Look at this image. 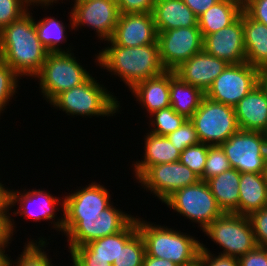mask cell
Masks as SVG:
<instances>
[{
    "label": "cell",
    "mask_w": 267,
    "mask_h": 266,
    "mask_svg": "<svg viewBox=\"0 0 267 266\" xmlns=\"http://www.w3.org/2000/svg\"><path fill=\"white\" fill-rule=\"evenodd\" d=\"M109 45L95 55L96 65L120 77L121 81L131 90L136 84L162 74L165 69L159 57L157 43L137 47H122L110 39Z\"/></svg>",
    "instance_id": "cell-2"
},
{
    "label": "cell",
    "mask_w": 267,
    "mask_h": 266,
    "mask_svg": "<svg viewBox=\"0 0 267 266\" xmlns=\"http://www.w3.org/2000/svg\"><path fill=\"white\" fill-rule=\"evenodd\" d=\"M158 32L152 13L120 14L110 40L122 47L157 43Z\"/></svg>",
    "instance_id": "cell-18"
},
{
    "label": "cell",
    "mask_w": 267,
    "mask_h": 266,
    "mask_svg": "<svg viewBox=\"0 0 267 266\" xmlns=\"http://www.w3.org/2000/svg\"><path fill=\"white\" fill-rule=\"evenodd\" d=\"M267 206L265 173H240L238 215L249 216Z\"/></svg>",
    "instance_id": "cell-25"
},
{
    "label": "cell",
    "mask_w": 267,
    "mask_h": 266,
    "mask_svg": "<svg viewBox=\"0 0 267 266\" xmlns=\"http://www.w3.org/2000/svg\"><path fill=\"white\" fill-rule=\"evenodd\" d=\"M170 106L186 119H190L199 108L205 92L183 82L174 71H170Z\"/></svg>",
    "instance_id": "cell-29"
},
{
    "label": "cell",
    "mask_w": 267,
    "mask_h": 266,
    "mask_svg": "<svg viewBox=\"0 0 267 266\" xmlns=\"http://www.w3.org/2000/svg\"><path fill=\"white\" fill-rule=\"evenodd\" d=\"M243 11V0H220L202 13L198 27L203 38L232 24Z\"/></svg>",
    "instance_id": "cell-27"
},
{
    "label": "cell",
    "mask_w": 267,
    "mask_h": 266,
    "mask_svg": "<svg viewBox=\"0 0 267 266\" xmlns=\"http://www.w3.org/2000/svg\"><path fill=\"white\" fill-rule=\"evenodd\" d=\"M0 188H6V187L4 186V184H2V183L0 182Z\"/></svg>",
    "instance_id": "cell-54"
},
{
    "label": "cell",
    "mask_w": 267,
    "mask_h": 266,
    "mask_svg": "<svg viewBox=\"0 0 267 266\" xmlns=\"http://www.w3.org/2000/svg\"><path fill=\"white\" fill-rule=\"evenodd\" d=\"M231 168L228 158L220 145H208L207 160L203 171L202 181H207Z\"/></svg>",
    "instance_id": "cell-35"
},
{
    "label": "cell",
    "mask_w": 267,
    "mask_h": 266,
    "mask_svg": "<svg viewBox=\"0 0 267 266\" xmlns=\"http://www.w3.org/2000/svg\"><path fill=\"white\" fill-rule=\"evenodd\" d=\"M200 142L221 145L240 128L234 107L215 102L206 96L190 118Z\"/></svg>",
    "instance_id": "cell-8"
},
{
    "label": "cell",
    "mask_w": 267,
    "mask_h": 266,
    "mask_svg": "<svg viewBox=\"0 0 267 266\" xmlns=\"http://www.w3.org/2000/svg\"><path fill=\"white\" fill-rule=\"evenodd\" d=\"M238 260L239 266H267V247L256 246Z\"/></svg>",
    "instance_id": "cell-44"
},
{
    "label": "cell",
    "mask_w": 267,
    "mask_h": 266,
    "mask_svg": "<svg viewBox=\"0 0 267 266\" xmlns=\"http://www.w3.org/2000/svg\"><path fill=\"white\" fill-rule=\"evenodd\" d=\"M149 118L151 119H149V126L152 125L151 127L153 128L149 132L159 136H167L187 120L184 116L179 115L171 106L154 112Z\"/></svg>",
    "instance_id": "cell-32"
},
{
    "label": "cell",
    "mask_w": 267,
    "mask_h": 266,
    "mask_svg": "<svg viewBox=\"0 0 267 266\" xmlns=\"http://www.w3.org/2000/svg\"><path fill=\"white\" fill-rule=\"evenodd\" d=\"M112 204L101 211L96 219L64 220L62 233L66 235L68 247H80L93 240L118 233L134 218Z\"/></svg>",
    "instance_id": "cell-10"
},
{
    "label": "cell",
    "mask_w": 267,
    "mask_h": 266,
    "mask_svg": "<svg viewBox=\"0 0 267 266\" xmlns=\"http://www.w3.org/2000/svg\"><path fill=\"white\" fill-rule=\"evenodd\" d=\"M203 40L199 27H180L158 32L159 57L164 69L174 71L203 50Z\"/></svg>",
    "instance_id": "cell-14"
},
{
    "label": "cell",
    "mask_w": 267,
    "mask_h": 266,
    "mask_svg": "<svg viewBox=\"0 0 267 266\" xmlns=\"http://www.w3.org/2000/svg\"><path fill=\"white\" fill-rule=\"evenodd\" d=\"M144 140V156L141 161L132 164L135 179H138L149 167L163 163L179 161L180 152L173 146L167 136L146 133Z\"/></svg>",
    "instance_id": "cell-24"
},
{
    "label": "cell",
    "mask_w": 267,
    "mask_h": 266,
    "mask_svg": "<svg viewBox=\"0 0 267 266\" xmlns=\"http://www.w3.org/2000/svg\"><path fill=\"white\" fill-rule=\"evenodd\" d=\"M207 151L208 145L200 142L184 149L180 154L179 161L201 178L207 160Z\"/></svg>",
    "instance_id": "cell-36"
},
{
    "label": "cell",
    "mask_w": 267,
    "mask_h": 266,
    "mask_svg": "<svg viewBox=\"0 0 267 266\" xmlns=\"http://www.w3.org/2000/svg\"><path fill=\"white\" fill-rule=\"evenodd\" d=\"M156 0H117L120 14L152 13Z\"/></svg>",
    "instance_id": "cell-42"
},
{
    "label": "cell",
    "mask_w": 267,
    "mask_h": 266,
    "mask_svg": "<svg viewBox=\"0 0 267 266\" xmlns=\"http://www.w3.org/2000/svg\"><path fill=\"white\" fill-rule=\"evenodd\" d=\"M152 14L157 32L198 27L197 16L183 0H156Z\"/></svg>",
    "instance_id": "cell-23"
},
{
    "label": "cell",
    "mask_w": 267,
    "mask_h": 266,
    "mask_svg": "<svg viewBox=\"0 0 267 266\" xmlns=\"http://www.w3.org/2000/svg\"><path fill=\"white\" fill-rule=\"evenodd\" d=\"M241 130L265 132L267 129V93L259 83L234 107Z\"/></svg>",
    "instance_id": "cell-20"
},
{
    "label": "cell",
    "mask_w": 267,
    "mask_h": 266,
    "mask_svg": "<svg viewBox=\"0 0 267 266\" xmlns=\"http://www.w3.org/2000/svg\"><path fill=\"white\" fill-rule=\"evenodd\" d=\"M167 138L180 153L187 147L200 143L196 129L190 119H187L174 132L168 134Z\"/></svg>",
    "instance_id": "cell-38"
},
{
    "label": "cell",
    "mask_w": 267,
    "mask_h": 266,
    "mask_svg": "<svg viewBox=\"0 0 267 266\" xmlns=\"http://www.w3.org/2000/svg\"><path fill=\"white\" fill-rule=\"evenodd\" d=\"M9 210H11V208L8 201H6L0 207V249L8 248L9 244L12 242L13 233L16 232L15 221L14 218H11Z\"/></svg>",
    "instance_id": "cell-39"
},
{
    "label": "cell",
    "mask_w": 267,
    "mask_h": 266,
    "mask_svg": "<svg viewBox=\"0 0 267 266\" xmlns=\"http://www.w3.org/2000/svg\"><path fill=\"white\" fill-rule=\"evenodd\" d=\"M199 180L189 167L177 161L149 167L136 182L164 202L176 190L196 184Z\"/></svg>",
    "instance_id": "cell-15"
},
{
    "label": "cell",
    "mask_w": 267,
    "mask_h": 266,
    "mask_svg": "<svg viewBox=\"0 0 267 266\" xmlns=\"http://www.w3.org/2000/svg\"><path fill=\"white\" fill-rule=\"evenodd\" d=\"M49 52L38 38L32 12L0 31V60L21 77H35Z\"/></svg>",
    "instance_id": "cell-1"
},
{
    "label": "cell",
    "mask_w": 267,
    "mask_h": 266,
    "mask_svg": "<svg viewBox=\"0 0 267 266\" xmlns=\"http://www.w3.org/2000/svg\"><path fill=\"white\" fill-rule=\"evenodd\" d=\"M0 266H11V259L5 254V248L0 249Z\"/></svg>",
    "instance_id": "cell-49"
},
{
    "label": "cell",
    "mask_w": 267,
    "mask_h": 266,
    "mask_svg": "<svg viewBox=\"0 0 267 266\" xmlns=\"http://www.w3.org/2000/svg\"><path fill=\"white\" fill-rule=\"evenodd\" d=\"M142 266H178L175 263L157 257L148 256L145 254Z\"/></svg>",
    "instance_id": "cell-47"
},
{
    "label": "cell",
    "mask_w": 267,
    "mask_h": 266,
    "mask_svg": "<svg viewBox=\"0 0 267 266\" xmlns=\"http://www.w3.org/2000/svg\"><path fill=\"white\" fill-rule=\"evenodd\" d=\"M261 70L247 62L229 64L213 81L205 96L215 102L235 107L259 84Z\"/></svg>",
    "instance_id": "cell-11"
},
{
    "label": "cell",
    "mask_w": 267,
    "mask_h": 266,
    "mask_svg": "<svg viewBox=\"0 0 267 266\" xmlns=\"http://www.w3.org/2000/svg\"><path fill=\"white\" fill-rule=\"evenodd\" d=\"M138 231L142 235L146 254L164 258L178 266L186 265L199 257L200 240L187 233L176 231L167 226L156 225L142 218H136Z\"/></svg>",
    "instance_id": "cell-3"
},
{
    "label": "cell",
    "mask_w": 267,
    "mask_h": 266,
    "mask_svg": "<svg viewBox=\"0 0 267 266\" xmlns=\"http://www.w3.org/2000/svg\"><path fill=\"white\" fill-rule=\"evenodd\" d=\"M183 266H204V265L202 259L200 257H197L194 261Z\"/></svg>",
    "instance_id": "cell-52"
},
{
    "label": "cell",
    "mask_w": 267,
    "mask_h": 266,
    "mask_svg": "<svg viewBox=\"0 0 267 266\" xmlns=\"http://www.w3.org/2000/svg\"><path fill=\"white\" fill-rule=\"evenodd\" d=\"M35 27L38 34V38L42 45L46 48L49 53L57 52H71L72 46H69L68 49H62L60 44L67 42L66 36V25L62 21H58L55 17H45L35 21Z\"/></svg>",
    "instance_id": "cell-30"
},
{
    "label": "cell",
    "mask_w": 267,
    "mask_h": 266,
    "mask_svg": "<svg viewBox=\"0 0 267 266\" xmlns=\"http://www.w3.org/2000/svg\"><path fill=\"white\" fill-rule=\"evenodd\" d=\"M257 246L267 247V206L248 216Z\"/></svg>",
    "instance_id": "cell-40"
},
{
    "label": "cell",
    "mask_w": 267,
    "mask_h": 266,
    "mask_svg": "<svg viewBox=\"0 0 267 266\" xmlns=\"http://www.w3.org/2000/svg\"><path fill=\"white\" fill-rule=\"evenodd\" d=\"M20 79L9 65L0 60V115L17 93Z\"/></svg>",
    "instance_id": "cell-34"
},
{
    "label": "cell",
    "mask_w": 267,
    "mask_h": 266,
    "mask_svg": "<svg viewBox=\"0 0 267 266\" xmlns=\"http://www.w3.org/2000/svg\"><path fill=\"white\" fill-rule=\"evenodd\" d=\"M73 2L69 15L71 30L87 26L96 32L100 41L109 40L120 16L117 0H74Z\"/></svg>",
    "instance_id": "cell-12"
},
{
    "label": "cell",
    "mask_w": 267,
    "mask_h": 266,
    "mask_svg": "<svg viewBox=\"0 0 267 266\" xmlns=\"http://www.w3.org/2000/svg\"><path fill=\"white\" fill-rule=\"evenodd\" d=\"M220 146L231 168L240 173H265L267 136L264 132L239 129Z\"/></svg>",
    "instance_id": "cell-9"
},
{
    "label": "cell",
    "mask_w": 267,
    "mask_h": 266,
    "mask_svg": "<svg viewBox=\"0 0 267 266\" xmlns=\"http://www.w3.org/2000/svg\"><path fill=\"white\" fill-rule=\"evenodd\" d=\"M243 11L251 19L267 26V0H243Z\"/></svg>",
    "instance_id": "cell-43"
},
{
    "label": "cell",
    "mask_w": 267,
    "mask_h": 266,
    "mask_svg": "<svg viewBox=\"0 0 267 266\" xmlns=\"http://www.w3.org/2000/svg\"><path fill=\"white\" fill-rule=\"evenodd\" d=\"M97 81L91 75L84 83L57 95L50 105L72 117L115 116L121 108L118 98Z\"/></svg>",
    "instance_id": "cell-4"
},
{
    "label": "cell",
    "mask_w": 267,
    "mask_h": 266,
    "mask_svg": "<svg viewBox=\"0 0 267 266\" xmlns=\"http://www.w3.org/2000/svg\"><path fill=\"white\" fill-rule=\"evenodd\" d=\"M138 232L134 217L120 232L89 242L86 245L69 248L70 254H94V258H102L113 264L120 249Z\"/></svg>",
    "instance_id": "cell-21"
},
{
    "label": "cell",
    "mask_w": 267,
    "mask_h": 266,
    "mask_svg": "<svg viewBox=\"0 0 267 266\" xmlns=\"http://www.w3.org/2000/svg\"><path fill=\"white\" fill-rule=\"evenodd\" d=\"M242 24L246 62L261 71L267 70V26L251 19L244 11Z\"/></svg>",
    "instance_id": "cell-26"
},
{
    "label": "cell",
    "mask_w": 267,
    "mask_h": 266,
    "mask_svg": "<svg viewBox=\"0 0 267 266\" xmlns=\"http://www.w3.org/2000/svg\"><path fill=\"white\" fill-rule=\"evenodd\" d=\"M203 49L212 56L225 60L228 64L246 62L242 13L229 26L206 35L203 40Z\"/></svg>",
    "instance_id": "cell-17"
},
{
    "label": "cell",
    "mask_w": 267,
    "mask_h": 266,
    "mask_svg": "<svg viewBox=\"0 0 267 266\" xmlns=\"http://www.w3.org/2000/svg\"><path fill=\"white\" fill-rule=\"evenodd\" d=\"M199 257L204 266H239L238 258L212 254L203 243H201Z\"/></svg>",
    "instance_id": "cell-41"
},
{
    "label": "cell",
    "mask_w": 267,
    "mask_h": 266,
    "mask_svg": "<svg viewBox=\"0 0 267 266\" xmlns=\"http://www.w3.org/2000/svg\"><path fill=\"white\" fill-rule=\"evenodd\" d=\"M259 83L267 93V70H262L259 78Z\"/></svg>",
    "instance_id": "cell-50"
},
{
    "label": "cell",
    "mask_w": 267,
    "mask_h": 266,
    "mask_svg": "<svg viewBox=\"0 0 267 266\" xmlns=\"http://www.w3.org/2000/svg\"><path fill=\"white\" fill-rule=\"evenodd\" d=\"M111 204V194L104 185L92 182L64 197V220H91Z\"/></svg>",
    "instance_id": "cell-16"
},
{
    "label": "cell",
    "mask_w": 267,
    "mask_h": 266,
    "mask_svg": "<svg viewBox=\"0 0 267 266\" xmlns=\"http://www.w3.org/2000/svg\"><path fill=\"white\" fill-rule=\"evenodd\" d=\"M71 258L77 266H112L102 258H94V254H71Z\"/></svg>",
    "instance_id": "cell-45"
},
{
    "label": "cell",
    "mask_w": 267,
    "mask_h": 266,
    "mask_svg": "<svg viewBox=\"0 0 267 266\" xmlns=\"http://www.w3.org/2000/svg\"><path fill=\"white\" fill-rule=\"evenodd\" d=\"M184 218L197 223L203 231L223 214L206 181L176 190L164 202Z\"/></svg>",
    "instance_id": "cell-6"
},
{
    "label": "cell",
    "mask_w": 267,
    "mask_h": 266,
    "mask_svg": "<svg viewBox=\"0 0 267 266\" xmlns=\"http://www.w3.org/2000/svg\"><path fill=\"white\" fill-rule=\"evenodd\" d=\"M90 74L72 52L48 53L39 73L40 92L46 102H51L63 91L84 83Z\"/></svg>",
    "instance_id": "cell-5"
},
{
    "label": "cell",
    "mask_w": 267,
    "mask_h": 266,
    "mask_svg": "<svg viewBox=\"0 0 267 266\" xmlns=\"http://www.w3.org/2000/svg\"><path fill=\"white\" fill-rule=\"evenodd\" d=\"M39 240H31V238L24 243V250L17 257V261L11 260V266H54L51 263L52 259L48 256V253L44 249H46V245H48L46 238H38ZM46 239V241H45ZM50 258V259H49Z\"/></svg>",
    "instance_id": "cell-31"
},
{
    "label": "cell",
    "mask_w": 267,
    "mask_h": 266,
    "mask_svg": "<svg viewBox=\"0 0 267 266\" xmlns=\"http://www.w3.org/2000/svg\"><path fill=\"white\" fill-rule=\"evenodd\" d=\"M31 5H35L38 7L41 6V8L45 7L46 9H48L47 7L52 6L53 3H57L59 0H27ZM63 1V0H61Z\"/></svg>",
    "instance_id": "cell-48"
},
{
    "label": "cell",
    "mask_w": 267,
    "mask_h": 266,
    "mask_svg": "<svg viewBox=\"0 0 267 266\" xmlns=\"http://www.w3.org/2000/svg\"><path fill=\"white\" fill-rule=\"evenodd\" d=\"M220 0H183V2L199 17L206 12L211 6Z\"/></svg>",
    "instance_id": "cell-46"
},
{
    "label": "cell",
    "mask_w": 267,
    "mask_h": 266,
    "mask_svg": "<svg viewBox=\"0 0 267 266\" xmlns=\"http://www.w3.org/2000/svg\"><path fill=\"white\" fill-rule=\"evenodd\" d=\"M30 6L27 0H0V31L18 20Z\"/></svg>",
    "instance_id": "cell-37"
},
{
    "label": "cell",
    "mask_w": 267,
    "mask_h": 266,
    "mask_svg": "<svg viewBox=\"0 0 267 266\" xmlns=\"http://www.w3.org/2000/svg\"><path fill=\"white\" fill-rule=\"evenodd\" d=\"M7 201V188H0V207Z\"/></svg>",
    "instance_id": "cell-51"
},
{
    "label": "cell",
    "mask_w": 267,
    "mask_h": 266,
    "mask_svg": "<svg viewBox=\"0 0 267 266\" xmlns=\"http://www.w3.org/2000/svg\"><path fill=\"white\" fill-rule=\"evenodd\" d=\"M206 182L223 213L238 214L240 172L230 168Z\"/></svg>",
    "instance_id": "cell-28"
},
{
    "label": "cell",
    "mask_w": 267,
    "mask_h": 266,
    "mask_svg": "<svg viewBox=\"0 0 267 266\" xmlns=\"http://www.w3.org/2000/svg\"><path fill=\"white\" fill-rule=\"evenodd\" d=\"M203 232L222 247L220 255L239 258L257 246L248 216L223 213Z\"/></svg>",
    "instance_id": "cell-7"
},
{
    "label": "cell",
    "mask_w": 267,
    "mask_h": 266,
    "mask_svg": "<svg viewBox=\"0 0 267 266\" xmlns=\"http://www.w3.org/2000/svg\"><path fill=\"white\" fill-rule=\"evenodd\" d=\"M146 254L145 242L138 231L125 245L120 249L118 257L112 266H142Z\"/></svg>",
    "instance_id": "cell-33"
},
{
    "label": "cell",
    "mask_w": 267,
    "mask_h": 266,
    "mask_svg": "<svg viewBox=\"0 0 267 266\" xmlns=\"http://www.w3.org/2000/svg\"><path fill=\"white\" fill-rule=\"evenodd\" d=\"M265 177H266V180H267V156H266V165H265Z\"/></svg>",
    "instance_id": "cell-53"
},
{
    "label": "cell",
    "mask_w": 267,
    "mask_h": 266,
    "mask_svg": "<svg viewBox=\"0 0 267 266\" xmlns=\"http://www.w3.org/2000/svg\"><path fill=\"white\" fill-rule=\"evenodd\" d=\"M130 92L149 115L169 107L170 71L165 70L159 76L139 82Z\"/></svg>",
    "instance_id": "cell-22"
},
{
    "label": "cell",
    "mask_w": 267,
    "mask_h": 266,
    "mask_svg": "<svg viewBox=\"0 0 267 266\" xmlns=\"http://www.w3.org/2000/svg\"><path fill=\"white\" fill-rule=\"evenodd\" d=\"M49 192L50 191L47 190L45 191V189H33L31 191L30 189L29 191L24 189L21 192L20 190H10V188L7 187V201L10 208H13V206H15L17 203L19 205V208L17 210L14 209L12 214L17 216L20 215L26 219L31 218L35 222H38L39 220V222H41V220H49L51 225L52 223L54 224V229L62 232L64 225V196L61 200L59 197L53 196ZM58 206H61L63 209V215L61 218L56 216L57 210L59 212L60 209Z\"/></svg>",
    "instance_id": "cell-13"
},
{
    "label": "cell",
    "mask_w": 267,
    "mask_h": 266,
    "mask_svg": "<svg viewBox=\"0 0 267 266\" xmlns=\"http://www.w3.org/2000/svg\"><path fill=\"white\" fill-rule=\"evenodd\" d=\"M228 65L225 60L212 56L203 49L183 62L174 72L183 82L206 92Z\"/></svg>",
    "instance_id": "cell-19"
}]
</instances>
